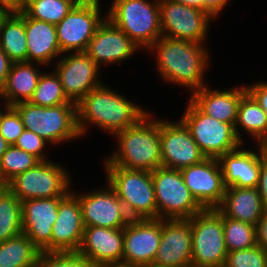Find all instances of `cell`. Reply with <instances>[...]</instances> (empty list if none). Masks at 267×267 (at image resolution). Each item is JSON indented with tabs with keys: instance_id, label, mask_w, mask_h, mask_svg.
Listing matches in <instances>:
<instances>
[{
	"instance_id": "cell-1",
	"label": "cell",
	"mask_w": 267,
	"mask_h": 267,
	"mask_svg": "<svg viewBox=\"0 0 267 267\" xmlns=\"http://www.w3.org/2000/svg\"><path fill=\"white\" fill-rule=\"evenodd\" d=\"M204 46L161 36L148 49L157 53V71L162 79L189 88L193 93L207 85L203 77L206 67L210 66V54Z\"/></svg>"
},
{
	"instance_id": "cell-2",
	"label": "cell",
	"mask_w": 267,
	"mask_h": 267,
	"mask_svg": "<svg viewBox=\"0 0 267 267\" xmlns=\"http://www.w3.org/2000/svg\"><path fill=\"white\" fill-rule=\"evenodd\" d=\"M148 112L102 84L77 103V126L81 136L90 124L115 135L135 125Z\"/></svg>"
},
{
	"instance_id": "cell-3",
	"label": "cell",
	"mask_w": 267,
	"mask_h": 267,
	"mask_svg": "<svg viewBox=\"0 0 267 267\" xmlns=\"http://www.w3.org/2000/svg\"><path fill=\"white\" fill-rule=\"evenodd\" d=\"M148 112L135 125L115 134L118 150L106 158L105 165L152 172L162 167L160 120Z\"/></svg>"
},
{
	"instance_id": "cell-4",
	"label": "cell",
	"mask_w": 267,
	"mask_h": 267,
	"mask_svg": "<svg viewBox=\"0 0 267 267\" xmlns=\"http://www.w3.org/2000/svg\"><path fill=\"white\" fill-rule=\"evenodd\" d=\"M106 181L123 203L130 219H157L152 172L105 165Z\"/></svg>"
},
{
	"instance_id": "cell-5",
	"label": "cell",
	"mask_w": 267,
	"mask_h": 267,
	"mask_svg": "<svg viewBox=\"0 0 267 267\" xmlns=\"http://www.w3.org/2000/svg\"><path fill=\"white\" fill-rule=\"evenodd\" d=\"M13 107L18 111L25 129L36 133L49 145L81 138L77 126V104L44 107L22 102Z\"/></svg>"
},
{
	"instance_id": "cell-6",
	"label": "cell",
	"mask_w": 267,
	"mask_h": 267,
	"mask_svg": "<svg viewBox=\"0 0 267 267\" xmlns=\"http://www.w3.org/2000/svg\"><path fill=\"white\" fill-rule=\"evenodd\" d=\"M106 13L116 27L136 44L147 49L162 36L159 0H112Z\"/></svg>"
},
{
	"instance_id": "cell-7",
	"label": "cell",
	"mask_w": 267,
	"mask_h": 267,
	"mask_svg": "<svg viewBox=\"0 0 267 267\" xmlns=\"http://www.w3.org/2000/svg\"><path fill=\"white\" fill-rule=\"evenodd\" d=\"M191 233L192 267H224L223 214L217 208L203 209L191 218Z\"/></svg>"
},
{
	"instance_id": "cell-8",
	"label": "cell",
	"mask_w": 267,
	"mask_h": 267,
	"mask_svg": "<svg viewBox=\"0 0 267 267\" xmlns=\"http://www.w3.org/2000/svg\"><path fill=\"white\" fill-rule=\"evenodd\" d=\"M187 103L186 111L180 120L206 157L219 158L243 145L232 124L204 114L190 99Z\"/></svg>"
},
{
	"instance_id": "cell-9",
	"label": "cell",
	"mask_w": 267,
	"mask_h": 267,
	"mask_svg": "<svg viewBox=\"0 0 267 267\" xmlns=\"http://www.w3.org/2000/svg\"><path fill=\"white\" fill-rule=\"evenodd\" d=\"M157 219H190L204 208L185 185L180 170L159 167L152 171Z\"/></svg>"
},
{
	"instance_id": "cell-10",
	"label": "cell",
	"mask_w": 267,
	"mask_h": 267,
	"mask_svg": "<svg viewBox=\"0 0 267 267\" xmlns=\"http://www.w3.org/2000/svg\"><path fill=\"white\" fill-rule=\"evenodd\" d=\"M69 172L50 160L16 175L6 187L21 201L36 198L65 197L71 190Z\"/></svg>"
},
{
	"instance_id": "cell-11",
	"label": "cell",
	"mask_w": 267,
	"mask_h": 267,
	"mask_svg": "<svg viewBox=\"0 0 267 267\" xmlns=\"http://www.w3.org/2000/svg\"><path fill=\"white\" fill-rule=\"evenodd\" d=\"M100 2L79 1L66 17L56 25L57 39L62 53L85 52L98 26L104 21Z\"/></svg>"
},
{
	"instance_id": "cell-12",
	"label": "cell",
	"mask_w": 267,
	"mask_h": 267,
	"mask_svg": "<svg viewBox=\"0 0 267 267\" xmlns=\"http://www.w3.org/2000/svg\"><path fill=\"white\" fill-rule=\"evenodd\" d=\"M162 36L191 42H206L211 17L172 0H159Z\"/></svg>"
},
{
	"instance_id": "cell-13",
	"label": "cell",
	"mask_w": 267,
	"mask_h": 267,
	"mask_svg": "<svg viewBox=\"0 0 267 267\" xmlns=\"http://www.w3.org/2000/svg\"><path fill=\"white\" fill-rule=\"evenodd\" d=\"M160 150L162 167L169 169L181 170L207 158L180 119H160Z\"/></svg>"
},
{
	"instance_id": "cell-14",
	"label": "cell",
	"mask_w": 267,
	"mask_h": 267,
	"mask_svg": "<svg viewBox=\"0 0 267 267\" xmlns=\"http://www.w3.org/2000/svg\"><path fill=\"white\" fill-rule=\"evenodd\" d=\"M72 54V55H71ZM69 53L61 56L55 65L65 96L77 104L92 89L101 86L99 66L86 52Z\"/></svg>"
},
{
	"instance_id": "cell-15",
	"label": "cell",
	"mask_w": 267,
	"mask_h": 267,
	"mask_svg": "<svg viewBox=\"0 0 267 267\" xmlns=\"http://www.w3.org/2000/svg\"><path fill=\"white\" fill-rule=\"evenodd\" d=\"M161 234L162 219H131L124 227L122 267L153 263Z\"/></svg>"
},
{
	"instance_id": "cell-16",
	"label": "cell",
	"mask_w": 267,
	"mask_h": 267,
	"mask_svg": "<svg viewBox=\"0 0 267 267\" xmlns=\"http://www.w3.org/2000/svg\"><path fill=\"white\" fill-rule=\"evenodd\" d=\"M185 185L204 208H217L225 195L226 186L218 158L205 160L180 170Z\"/></svg>"
},
{
	"instance_id": "cell-17",
	"label": "cell",
	"mask_w": 267,
	"mask_h": 267,
	"mask_svg": "<svg viewBox=\"0 0 267 267\" xmlns=\"http://www.w3.org/2000/svg\"><path fill=\"white\" fill-rule=\"evenodd\" d=\"M107 186L108 189L85 194L74 192L81 205L84 227L124 228L131 220L116 192L109 184Z\"/></svg>"
},
{
	"instance_id": "cell-18",
	"label": "cell",
	"mask_w": 267,
	"mask_h": 267,
	"mask_svg": "<svg viewBox=\"0 0 267 267\" xmlns=\"http://www.w3.org/2000/svg\"><path fill=\"white\" fill-rule=\"evenodd\" d=\"M124 228L84 227L78 253L95 267H122Z\"/></svg>"
},
{
	"instance_id": "cell-19",
	"label": "cell",
	"mask_w": 267,
	"mask_h": 267,
	"mask_svg": "<svg viewBox=\"0 0 267 267\" xmlns=\"http://www.w3.org/2000/svg\"><path fill=\"white\" fill-rule=\"evenodd\" d=\"M64 197L36 198L22 201V231L44 252H52V227Z\"/></svg>"
},
{
	"instance_id": "cell-20",
	"label": "cell",
	"mask_w": 267,
	"mask_h": 267,
	"mask_svg": "<svg viewBox=\"0 0 267 267\" xmlns=\"http://www.w3.org/2000/svg\"><path fill=\"white\" fill-rule=\"evenodd\" d=\"M154 264L192 267V233L190 219H162V234Z\"/></svg>"
},
{
	"instance_id": "cell-21",
	"label": "cell",
	"mask_w": 267,
	"mask_h": 267,
	"mask_svg": "<svg viewBox=\"0 0 267 267\" xmlns=\"http://www.w3.org/2000/svg\"><path fill=\"white\" fill-rule=\"evenodd\" d=\"M139 48L125 32L105 18L85 52L100 67L101 64H122V61L130 58Z\"/></svg>"
},
{
	"instance_id": "cell-22",
	"label": "cell",
	"mask_w": 267,
	"mask_h": 267,
	"mask_svg": "<svg viewBox=\"0 0 267 267\" xmlns=\"http://www.w3.org/2000/svg\"><path fill=\"white\" fill-rule=\"evenodd\" d=\"M71 191L60 201L52 227V252H77L84 232L78 197Z\"/></svg>"
},
{
	"instance_id": "cell-23",
	"label": "cell",
	"mask_w": 267,
	"mask_h": 267,
	"mask_svg": "<svg viewBox=\"0 0 267 267\" xmlns=\"http://www.w3.org/2000/svg\"><path fill=\"white\" fill-rule=\"evenodd\" d=\"M239 147L221 155L218 160L226 187L255 188L259 183L260 157L267 146L259 145L257 151Z\"/></svg>"
},
{
	"instance_id": "cell-24",
	"label": "cell",
	"mask_w": 267,
	"mask_h": 267,
	"mask_svg": "<svg viewBox=\"0 0 267 267\" xmlns=\"http://www.w3.org/2000/svg\"><path fill=\"white\" fill-rule=\"evenodd\" d=\"M245 85L227 90H212L208 85L191 93L190 100L206 115L235 126Z\"/></svg>"
},
{
	"instance_id": "cell-25",
	"label": "cell",
	"mask_w": 267,
	"mask_h": 267,
	"mask_svg": "<svg viewBox=\"0 0 267 267\" xmlns=\"http://www.w3.org/2000/svg\"><path fill=\"white\" fill-rule=\"evenodd\" d=\"M27 36V62L48 66L54 58L62 54L57 39L56 25L33 19L25 13Z\"/></svg>"
},
{
	"instance_id": "cell-26",
	"label": "cell",
	"mask_w": 267,
	"mask_h": 267,
	"mask_svg": "<svg viewBox=\"0 0 267 267\" xmlns=\"http://www.w3.org/2000/svg\"><path fill=\"white\" fill-rule=\"evenodd\" d=\"M217 209L225 217L255 226L265 210L257 187H226L223 200Z\"/></svg>"
},
{
	"instance_id": "cell-27",
	"label": "cell",
	"mask_w": 267,
	"mask_h": 267,
	"mask_svg": "<svg viewBox=\"0 0 267 267\" xmlns=\"http://www.w3.org/2000/svg\"><path fill=\"white\" fill-rule=\"evenodd\" d=\"M42 73L32 62L13 63L6 82L0 90V99L7 100L11 106L29 102L33 97Z\"/></svg>"
},
{
	"instance_id": "cell-28",
	"label": "cell",
	"mask_w": 267,
	"mask_h": 267,
	"mask_svg": "<svg viewBox=\"0 0 267 267\" xmlns=\"http://www.w3.org/2000/svg\"><path fill=\"white\" fill-rule=\"evenodd\" d=\"M234 128L237 138L243 144V134L241 135L240 128H243V131L251 135L258 142V145L267 146V115L248 92L240 99Z\"/></svg>"
},
{
	"instance_id": "cell-29",
	"label": "cell",
	"mask_w": 267,
	"mask_h": 267,
	"mask_svg": "<svg viewBox=\"0 0 267 267\" xmlns=\"http://www.w3.org/2000/svg\"><path fill=\"white\" fill-rule=\"evenodd\" d=\"M25 12L10 13L0 28V48L13 63L27 62Z\"/></svg>"
},
{
	"instance_id": "cell-30",
	"label": "cell",
	"mask_w": 267,
	"mask_h": 267,
	"mask_svg": "<svg viewBox=\"0 0 267 267\" xmlns=\"http://www.w3.org/2000/svg\"><path fill=\"white\" fill-rule=\"evenodd\" d=\"M41 250L24 233L0 243V267H36Z\"/></svg>"
},
{
	"instance_id": "cell-31",
	"label": "cell",
	"mask_w": 267,
	"mask_h": 267,
	"mask_svg": "<svg viewBox=\"0 0 267 267\" xmlns=\"http://www.w3.org/2000/svg\"><path fill=\"white\" fill-rule=\"evenodd\" d=\"M21 233L22 201L6 187L0 194V243Z\"/></svg>"
},
{
	"instance_id": "cell-32",
	"label": "cell",
	"mask_w": 267,
	"mask_h": 267,
	"mask_svg": "<svg viewBox=\"0 0 267 267\" xmlns=\"http://www.w3.org/2000/svg\"><path fill=\"white\" fill-rule=\"evenodd\" d=\"M80 0H27L24 12L53 25L60 23Z\"/></svg>"
},
{
	"instance_id": "cell-33",
	"label": "cell",
	"mask_w": 267,
	"mask_h": 267,
	"mask_svg": "<svg viewBox=\"0 0 267 267\" xmlns=\"http://www.w3.org/2000/svg\"><path fill=\"white\" fill-rule=\"evenodd\" d=\"M225 246L228 252L257 245L256 226L223 215Z\"/></svg>"
},
{
	"instance_id": "cell-34",
	"label": "cell",
	"mask_w": 267,
	"mask_h": 267,
	"mask_svg": "<svg viewBox=\"0 0 267 267\" xmlns=\"http://www.w3.org/2000/svg\"><path fill=\"white\" fill-rule=\"evenodd\" d=\"M29 102L44 107L75 104L65 96L60 78L55 71L48 74L45 72L41 75L33 97Z\"/></svg>"
},
{
	"instance_id": "cell-35",
	"label": "cell",
	"mask_w": 267,
	"mask_h": 267,
	"mask_svg": "<svg viewBox=\"0 0 267 267\" xmlns=\"http://www.w3.org/2000/svg\"><path fill=\"white\" fill-rule=\"evenodd\" d=\"M40 160L33 154L9 145L0 159V181L7 184L16 175L33 168Z\"/></svg>"
},
{
	"instance_id": "cell-36",
	"label": "cell",
	"mask_w": 267,
	"mask_h": 267,
	"mask_svg": "<svg viewBox=\"0 0 267 267\" xmlns=\"http://www.w3.org/2000/svg\"><path fill=\"white\" fill-rule=\"evenodd\" d=\"M36 267H95L85 256L78 252L41 251Z\"/></svg>"
},
{
	"instance_id": "cell-37",
	"label": "cell",
	"mask_w": 267,
	"mask_h": 267,
	"mask_svg": "<svg viewBox=\"0 0 267 267\" xmlns=\"http://www.w3.org/2000/svg\"><path fill=\"white\" fill-rule=\"evenodd\" d=\"M224 267H267V250L256 245L228 252Z\"/></svg>"
},
{
	"instance_id": "cell-38",
	"label": "cell",
	"mask_w": 267,
	"mask_h": 267,
	"mask_svg": "<svg viewBox=\"0 0 267 267\" xmlns=\"http://www.w3.org/2000/svg\"><path fill=\"white\" fill-rule=\"evenodd\" d=\"M24 130L25 127L18 111L11 106L4 114L0 123V135L9 145H14Z\"/></svg>"
},
{
	"instance_id": "cell-39",
	"label": "cell",
	"mask_w": 267,
	"mask_h": 267,
	"mask_svg": "<svg viewBox=\"0 0 267 267\" xmlns=\"http://www.w3.org/2000/svg\"><path fill=\"white\" fill-rule=\"evenodd\" d=\"M47 143L48 142L46 140L36 133L25 129L24 132L18 137L14 145L27 153L33 154L40 161H46L49 159H46L43 154L44 152L42 151L44 150V147L46 149Z\"/></svg>"
},
{
	"instance_id": "cell-40",
	"label": "cell",
	"mask_w": 267,
	"mask_h": 267,
	"mask_svg": "<svg viewBox=\"0 0 267 267\" xmlns=\"http://www.w3.org/2000/svg\"><path fill=\"white\" fill-rule=\"evenodd\" d=\"M247 92L255 99L267 115V82L254 83L246 87Z\"/></svg>"
},
{
	"instance_id": "cell-41",
	"label": "cell",
	"mask_w": 267,
	"mask_h": 267,
	"mask_svg": "<svg viewBox=\"0 0 267 267\" xmlns=\"http://www.w3.org/2000/svg\"><path fill=\"white\" fill-rule=\"evenodd\" d=\"M265 209H267V150L260 157V174L257 186Z\"/></svg>"
},
{
	"instance_id": "cell-42",
	"label": "cell",
	"mask_w": 267,
	"mask_h": 267,
	"mask_svg": "<svg viewBox=\"0 0 267 267\" xmlns=\"http://www.w3.org/2000/svg\"><path fill=\"white\" fill-rule=\"evenodd\" d=\"M256 240L258 246L267 250V209L256 224Z\"/></svg>"
},
{
	"instance_id": "cell-43",
	"label": "cell",
	"mask_w": 267,
	"mask_h": 267,
	"mask_svg": "<svg viewBox=\"0 0 267 267\" xmlns=\"http://www.w3.org/2000/svg\"><path fill=\"white\" fill-rule=\"evenodd\" d=\"M230 0H205V13L212 19L218 17Z\"/></svg>"
},
{
	"instance_id": "cell-44",
	"label": "cell",
	"mask_w": 267,
	"mask_h": 267,
	"mask_svg": "<svg viewBox=\"0 0 267 267\" xmlns=\"http://www.w3.org/2000/svg\"><path fill=\"white\" fill-rule=\"evenodd\" d=\"M13 62L0 48V90L4 86Z\"/></svg>"
},
{
	"instance_id": "cell-45",
	"label": "cell",
	"mask_w": 267,
	"mask_h": 267,
	"mask_svg": "<svg viewBox=\"0 0 267 267\" xmlns=\"http://www.w3.org/2000/svg\"><path fill=\"white\" fill-rule=\"evenodd\" d=\"M25 2V0H0V6L11 13H19L24 10Z\"/></svg>"
},
{
	"instance_id": "cell-46",
	"label": "cell",
	"mask_w": 267,
	"mask_h": 267,
	"mask_svg": "<svg viewBox=\"0 0 267 267\" xmlns=\"http://www.w3.org/2000/svg\"><path fill=\"white\" fill-rule=\"evenodd\" d=\"M172 1L184 4L189 7L197 8L205 12V0H172Z\"/></svg>"
},
{
	"instance_id": "cell-47",
	"label": "cell",
	"mask_w": 267,
	"mask_h": 267,
	"mask_svg": "<svg viewBox=\"0 0 267 267\" xmlns=\"http://www.w3.org/2000/svg\"><path fill=\"white\" fill-rule=\"evenodd\" d=\"M11 12H9L5 7L0 6V28L3 25V22L5 19L10 15Z\"/></svg>"
},
{
	"instance_id": "cell-48",
	"label": "cell",
	"mask_w": 267,
	"mask_h": 267,
	"mask_svg": "<svg viewBox=\"0 0 267 267\" xmlns=\"http://www.w3.org/2000/svg\"><path fill=\"white\" fill-rule=\"evenodd\" d=\"M9 147V144L5 141V139L0 135V159L4 154L6 149Z\"/></svg>"
},
{
	"instance_id": "cell-49",
	"label": "cell",
	"mask_w": 267,
	"mask_h": 267,
	"mask_svg": "<svg viewBox=\"0 0 267 267\" xmlns=\"http://www.w3.org/2000/svg\"><path fill=\"white\" fill-rule=\"evenodd\" d=\"M5 103L3 104L4 106V111L2 110V109H0V123H1V121H2V118H3V116H4V114L6 113V111L11 107V105H10V103L7 101V100H5L4 101Z\"/></svg>"
},
{
	"instance_id": "cell-50",
	"label": "cell",
	"mask_w": 267,
	"mask_h": 267,
	"mask_svg": "<svg viewBox=\"0 0 267 267\" xmlns=\"http://www.w3.org/2000/svg\"><path fill=\"white\" fill-rule=\"evenodd\" d=\"M138 267H171V266H160V265H156L154 263H151V264H146V265H142V266H138Z\"/></svg>"
},
{
	"instance_id": "cell-51",
	"label": "cell",
	"mask_w": 267,
	"mask_h": 267,
	"mask_svg": "<svg viewBox=\"0 0 267 267\" xmlns=\"http://www.w3.org/2000/svg\"><path fill=\"white\" fill-rule=\"evenodd\" d=\"M5 188H6V184L4 182L0 181V194Z\"/></svg>"
},
{
	"instance_id": "cell-52",
	"label": "cell",
	"mask_w": 267,
	"mask_h": 267,
	"mask_svg": "<svg viewBox=\"0 0 267 267\" xmlns=\"http://www.w3.org/2000/svg\"><path fill=\"white\" fill-rule=\"evenodd\" d=\"M80 1H96V2H99L100 0H80Z\"/></svg>"
}]
</instances>
